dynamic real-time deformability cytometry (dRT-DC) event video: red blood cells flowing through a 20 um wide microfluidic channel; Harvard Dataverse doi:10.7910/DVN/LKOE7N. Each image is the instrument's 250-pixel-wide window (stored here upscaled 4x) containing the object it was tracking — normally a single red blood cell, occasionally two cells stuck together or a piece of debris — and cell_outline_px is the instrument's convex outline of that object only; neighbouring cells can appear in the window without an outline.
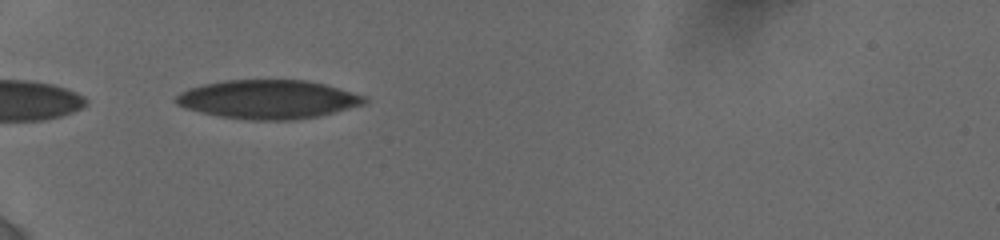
{"species": "human", "species_latin": "Homo sapiens", "temperature_condition": "cold", "stored_images_in_passage": 36, "camera_frame_rate_fps": 3000, "um_per_image_px": 0.085, "donor": {"sex": "female"}, "frame": {"image": 1, "passage_image": 1, "time_ms": 0.0, "image_size_px": [1000, 240], "cell_outline_px": [[368, 104], [320, 116], [292, 120], [248, 120], [220, 116], [200, 112], [184, 108], [176, 104], [172, 100], [180, 92], [188, 88], [204, 84], [224, 80], [304, 80], [324, 84], [368, 96]], "centroid_in_image_um": [22.81, 8.45], "position_along_channel_um": 62.2, "area_um2": 43.06}}
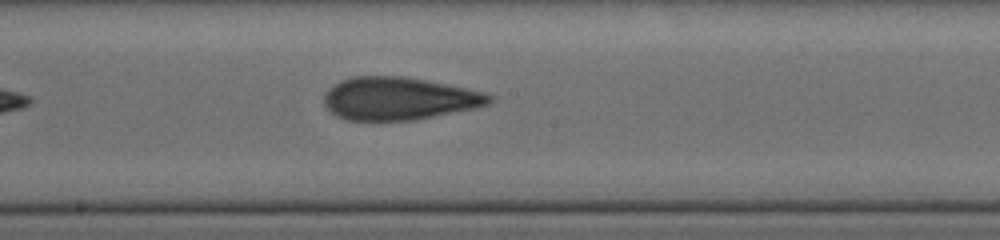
{"frame": {"image": 2, "passage_image": 15, "time_ms": 4.333, "image_size_px": [1000, 240], "cell_outline_px": [[496, 96], [488, 104], [476, 108], [416, 120], [348, 120], [336, 116], [324, 104], [324, 96], [328, 88], [332, 84], [340, 80], [352, 76], [404, 76], [468, 88], [484, 92]], "centroid_in_image_um": [33.92, 8.37], "position_along_channel_um": 214.3, "area_um2": 41.44}}
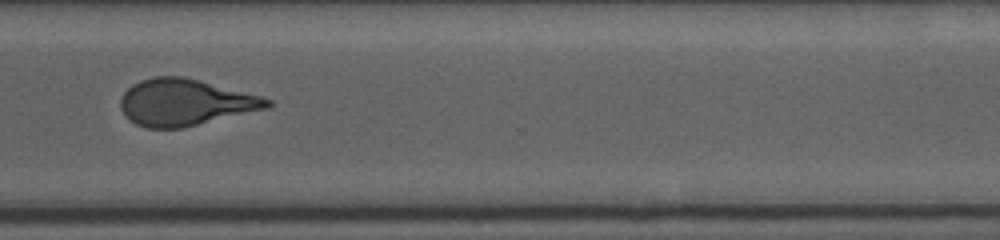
{"frame": {"image": 3, "passage_image": 27, "time_ms": 8.0, "image_size_px": [1000, 240], "cell_outline_px": [[272, 104], [268, 108], [184, 128], [144, 128], [128, 120], [120, 108], [120, 100], [124, 92], [132, 84], [140, 80], [156, 76], [184, 76], [260, 96], [272, 100]], "centroid_in_image_um": [15.7, 8.71], "position_along_channel_um": 354.9, "area_um2": 39.88}, "authors_computed_cell_mechanics": {"area_um2": 41.327, "velocity_mm_per_s": 3.8495, "shape_relaxation_time_tau1_ms": 6.2099, "shape_relaxation_time_tau2_ms": 1.6025, "deformation_change_tau1": 0.1944, "deformation_change_tau2": 0.0985}}